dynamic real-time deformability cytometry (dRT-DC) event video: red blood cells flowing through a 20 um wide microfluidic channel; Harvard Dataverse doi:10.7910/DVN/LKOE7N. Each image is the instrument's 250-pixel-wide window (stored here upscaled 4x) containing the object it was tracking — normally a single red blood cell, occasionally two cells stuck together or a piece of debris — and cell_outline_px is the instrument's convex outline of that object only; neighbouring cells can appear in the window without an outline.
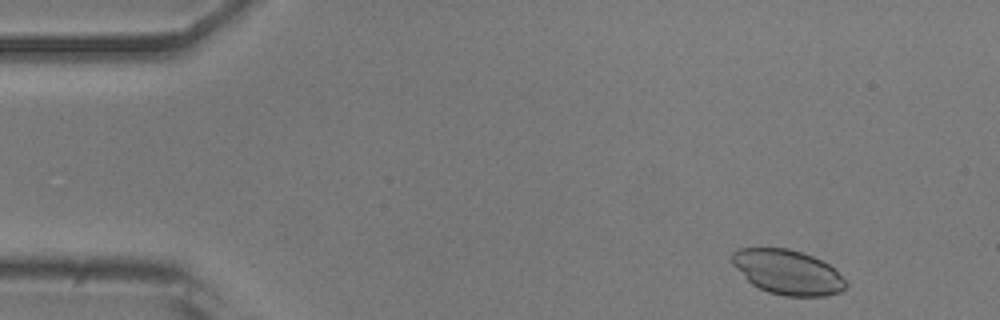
{"species": "common noctule bat (a hibernating species)", "species_latin": "Nyctalus noctula", "temperature_condition": "room temperature", "stored_images_in_passage": 50, "camera_frame_rate_fps": 3000, "um_per_image_px": 0.085, "animal": {"sex": "male", "body_mass_g": 20.5, "forearm_length_mm": 52.5}, "frame": {"image": 1, "passage_image": 3, "time_ms": 0.667, "image_size_px": [1000, 320], "cell_outline_px": [[848, 284], [840, 292], [828, 296], [784, 296], [768, 292], [752, 284], [732, 264], [732, 252], [736, 248], [788, 248], [812, 256], [828, 264]], "centroid_in_image_um": [66.93, 23.13], "position_along_channel_um": 18.1, "area_um2": 29.36}}